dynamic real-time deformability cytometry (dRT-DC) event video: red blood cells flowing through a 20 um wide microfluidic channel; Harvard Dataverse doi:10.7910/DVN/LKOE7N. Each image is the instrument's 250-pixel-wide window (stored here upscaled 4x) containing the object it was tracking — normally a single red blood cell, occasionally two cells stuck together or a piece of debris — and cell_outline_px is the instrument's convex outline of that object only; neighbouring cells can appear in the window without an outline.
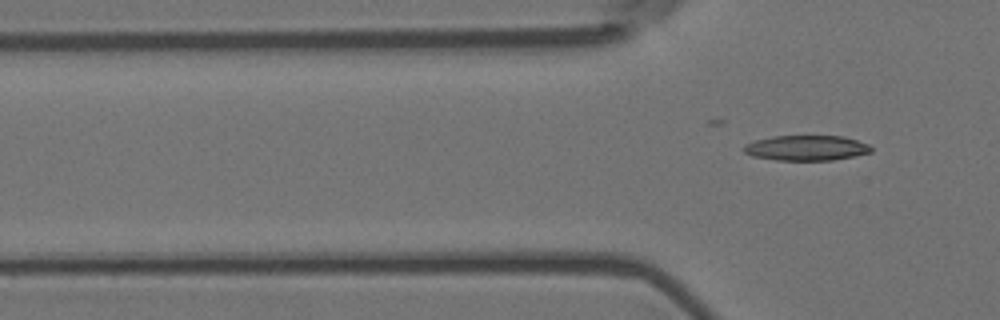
{"species": "Egyptian fruit bat (a non-hibernating species)", "species_latin": "Rousettus aegyptiacus", "temperature_condition": "room temperature", "stored_images_in_passage": 6, "camera_frame_rate_fps": 3000, "um_per_image_px": 0.085, "animal": {"sex": "female"}, "frame": {"image": 1, "passage_image": 6, "time_ms": 1.667, "image_size_px": [1000, 320], "cell_outline_px": [[872, 152], [832, 160], [776, 160], [752, 156], [744, 152], [744, 144], [756, 140], [772, 136], [844, 136], [868, 144], [872, 148]], "centroid_in_image_um": [68.53, 12.57], "position_along_channel_um": 57.3, "area_um2": 18.61}}